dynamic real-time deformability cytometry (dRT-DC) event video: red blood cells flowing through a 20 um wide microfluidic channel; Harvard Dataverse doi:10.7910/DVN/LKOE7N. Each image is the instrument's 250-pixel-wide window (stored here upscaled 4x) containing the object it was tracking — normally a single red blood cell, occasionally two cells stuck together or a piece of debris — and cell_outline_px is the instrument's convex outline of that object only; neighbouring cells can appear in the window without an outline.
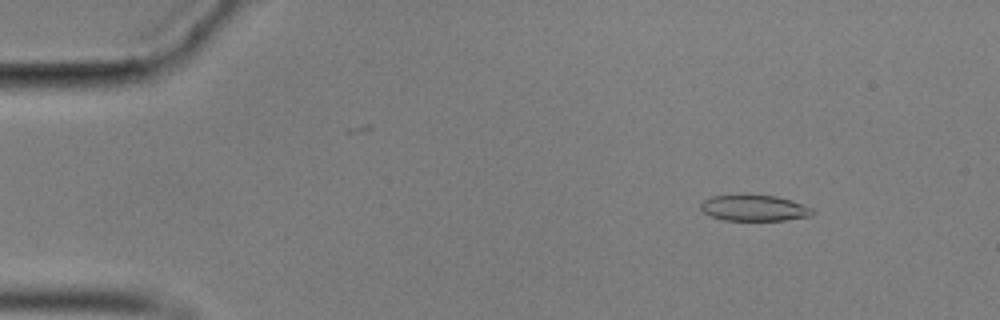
{"species": "common noctule bat (a hibernating species)", "species_latin": "Nyctalus noctula", "temperature_condition": "cold", "stored_images_in_passage": 56, "camera_frame_rate_fps": 3000, "um_per_image_px": 0.085, "animal": {"sex": "male", "body_mass_g": 17.9}, "frame": {"image": 1, "passage_image": 6, "time_ms": 1.667, "image_size_px": [1000, 320], "cell_outline_px": [[816, 212], [812, 216], [784, 220], [724, 220], [712, 216], [704, 212], [700, 208], [700, 204], [704, 200], [712, 196], [744, 192], [748, 192], [776, 196], [792, 200], [812, 208]], "centroid_in_image_um": [64.11, 17.63], "position_along_channel_um": 20.9, "area_um2": 17.63}}
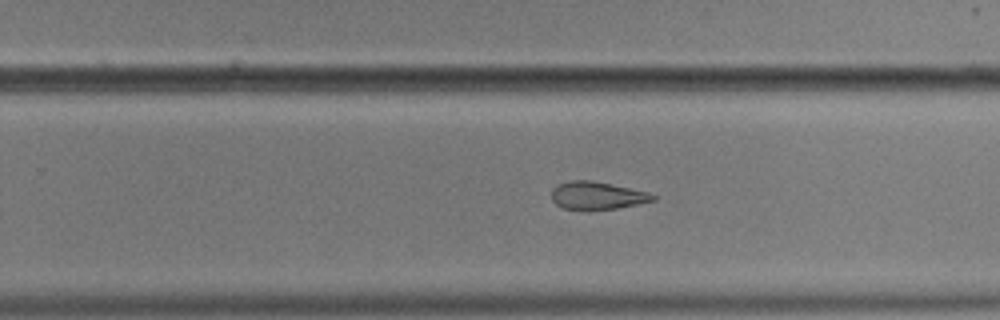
{"frame": {"image": 2, "passage_image": 35, "time_ms": 11.333, "image_size_px": [1000, 320], "cell_outline_px": [[656, 200], [616, 208], [564, 208], [556, 204], [552, 200], [552, 188], [556, 184], [568, 180], [592, 180], [648, 192], [656, 196]], "centroid_in_image_um": [50.73, 16.58], "position_along_channel_um": 279.1, "area_um2": 16.01}}
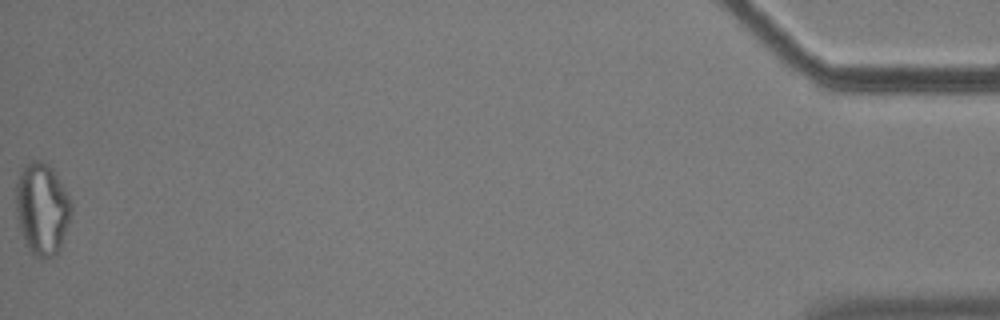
{"frame": {"image": 3, "passage_image": 56, "time_ms": 18.333, "image_size_px": [1000, 320], "cell_outline_px": [[72, 208], [60, 248], [48, 260], [44, 260], [36, 256], [28, 248], [20, 232], [16, 216], [16, 184], [20, 172], [24, 164], [32, 160], [40, 160], [48, 164], [56, 172], [72, 204]], "centroid_in_image_um": [3.55, 17.73], "position_along_channel_um": 431.6, "area_um2": 29.71}, "authors_computed_cell_mechanics": {"area_um2": 17.8024, "velocity_mm_per_s": 3.5259, "shape_relaxation_time_tau1_ms": null, "shape_relaxation_time_tau2_ms": 5.6925, "deformation_change_tau1": null, "deformation_change_tau2": 0.1573}}